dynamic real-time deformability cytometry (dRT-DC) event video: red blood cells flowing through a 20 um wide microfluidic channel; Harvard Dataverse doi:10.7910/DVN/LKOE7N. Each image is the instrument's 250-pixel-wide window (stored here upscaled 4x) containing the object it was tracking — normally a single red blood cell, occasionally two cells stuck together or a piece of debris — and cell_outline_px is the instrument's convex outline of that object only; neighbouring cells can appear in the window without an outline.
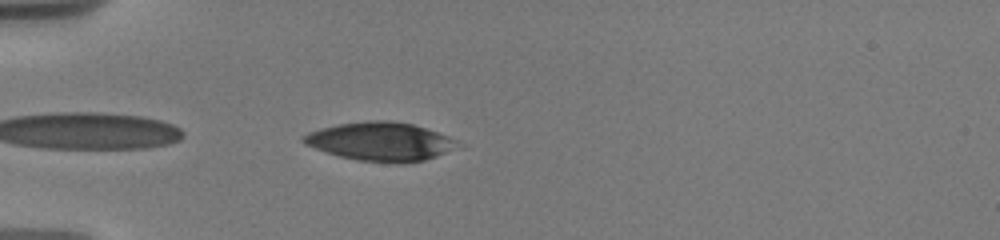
{"species": "human", "species_latin": "Homo sapiens", "temperature_condition": "warm", "stored_images_in_passage": 12, "segment_of_instrument_passage": [2, 2], "camera_frame_rate_fps": 3000, "um_per_image_px": 0.085, "donor": {"sex": "male"}, "frame": {"image": 1, "passage_image": 10, "time_ms": 5.667, "image_size_px": [1000, 240], "cell_outline_px": [[456, 140], [444, 152], [436, 156], [424, 160], [400, 164], [360, 160], [340, 156], [304, 144], [300, 140], [300, 136], [308, 132], [320, 128], [336, 124], [368, 120], [388, 120], [412, 124], [448, 136]], "centroid_in_image_um": [32.22, 12.01], "position_along_channel_um": 52.8, "area_um2": 34.04}}
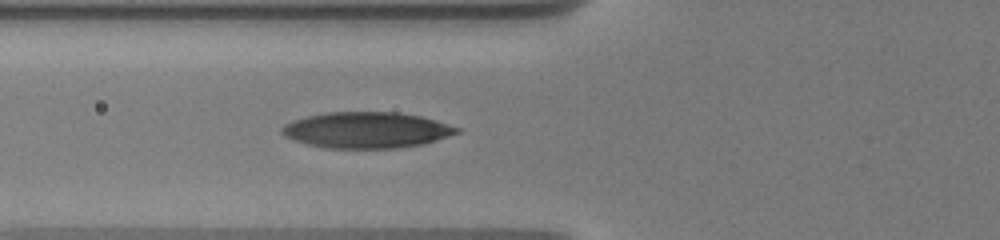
{"frame": {"image": 2, "passage_image": 12, "time_ms": 7.333, "image_size_px": [1000, 240], "cell_outline_px": [[460, 132], [424, 144], [396, 148], [328, 148], [308, 144], [284, 136], [280, 132], [280, 128], [284, 124], [292, 120], [308, 116], [328, 112], [396, 112], [420, 116], [448, 124], [460, 128]], "centroid_in_image_um": [31.14, 11.05], "position_along_channel_um": 94.7, "area_um2": 36.59}}